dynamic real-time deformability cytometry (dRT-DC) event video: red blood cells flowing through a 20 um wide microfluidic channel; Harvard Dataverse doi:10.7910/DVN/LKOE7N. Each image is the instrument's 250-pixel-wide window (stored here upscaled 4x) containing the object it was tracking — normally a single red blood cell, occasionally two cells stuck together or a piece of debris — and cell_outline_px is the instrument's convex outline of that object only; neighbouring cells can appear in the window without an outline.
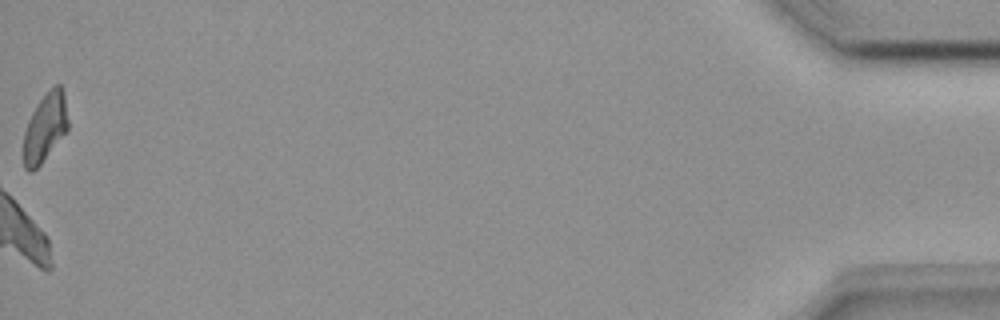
{"species": "common noctule bat (a hibernating species)", "species_latin": "Nyctalus noctula", "temperature_condition": "room temperature", "stored_images_in_passage": 38, "camera_frame_rate_fps": 3000, "um_per_image_px": 0.085, "animal": {"sex": "female", "body_mass_g": 18.4}, "frame": {"image": 1, "passage_image": 38, "time_ms": 12.333, "image_size_px": [1000, 320], "cell_outline_px": [[68, 128], [40, 164], [32, 172], [28, 172], [24, 168], [24, 132], [28, 120], [36, 104], [56, 84], [60, 84], [64, 92], [68, 120]], "centroid_in_image_um": [3.82, 10.83], "position_along_channel_um": 431.4, "area_um2": 17.4}}